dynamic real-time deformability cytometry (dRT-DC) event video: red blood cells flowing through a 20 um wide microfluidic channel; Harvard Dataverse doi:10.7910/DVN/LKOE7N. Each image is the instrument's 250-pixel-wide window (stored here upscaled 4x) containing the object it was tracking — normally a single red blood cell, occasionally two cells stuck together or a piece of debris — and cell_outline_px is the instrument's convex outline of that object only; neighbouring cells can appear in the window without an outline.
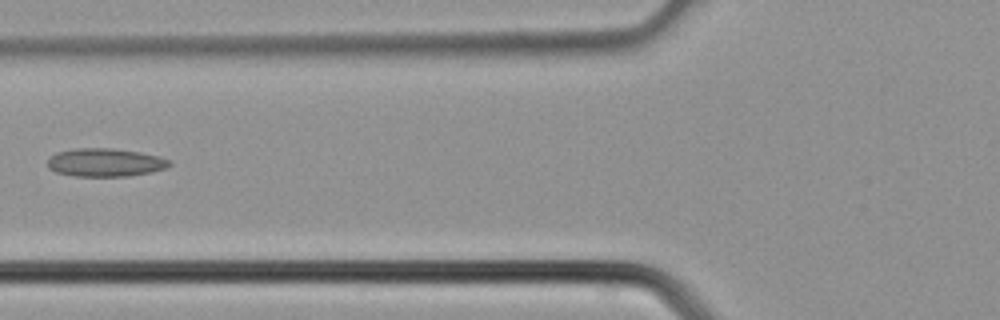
{"species": "common noctule bat (a hibernating species)", "species_latin": "Nyctalus noctula", "temperature_condition": "cold", "stored_images_in_passage": 23, "camera_frame_rate_fps": 3000, "um_per_image_px": 0.085, "animal": {"sex": "male", "body_mass_g": 21.5, "forearm_length_mm": 52.0}, "frame": {"image": 1, "passage_image": 4, "time_ms": 1.0, "image_size_px": [1000, 320], "cell_outline_px": [[172, 164], [164, 168], [152, 172], [128, 176], [72, 176], [56, 172], [48, 168], [48, 160], [56, 152], [76, 148], [112, 148], [140, 152], [160, 156], [168, 160]], "centroid_in_image_um": [8.93, 13.81], "position_along_channel_um": 116.9, "area_um2": 20.06}}